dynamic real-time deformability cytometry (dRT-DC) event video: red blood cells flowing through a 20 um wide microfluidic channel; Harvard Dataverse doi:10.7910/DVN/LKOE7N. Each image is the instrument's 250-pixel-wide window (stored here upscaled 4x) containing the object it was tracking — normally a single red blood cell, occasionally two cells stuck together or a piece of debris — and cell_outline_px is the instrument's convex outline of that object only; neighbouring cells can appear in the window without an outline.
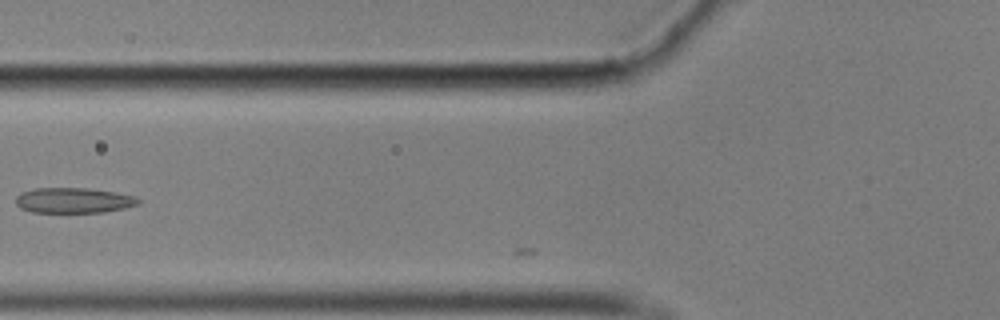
{"species": "common noctule bat (a hibernating species)", "species_latin": "Nyctalus noctula", "temperature_condition": "cold", "stored_images_in_passage": 8, "camera_frame_rate_fps": 3000, "um_per_image_px": 0.085, "animal": {"sex": "male", "body_mass_g": 17.9}, "frame": {"image": 1, "passage_image": 3, "time_ms": 0.667, "image_size_px": [1000, 320], "cell_outline_px": [[140, 204], [124, 208], [104, 212], [32, 212], [20, 208], [16, 204], [16, 196], [20, 192], [32, 188], [88, 188], [136, 196], [140, 200]], "centroid_in_image_um": [6.23, 17.03], "position_along_channel_um": 119.6, "area_um2": 18.15}}
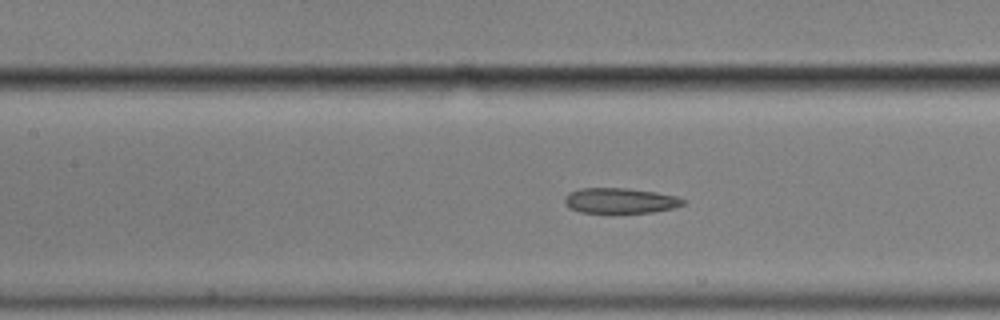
{"frame": {"image": 2, "passage_image": 6, "time_ms": 1.667, "image_size_px": [1000, 320], "cell_outline_px": [[684, 204], [672, 208], [652, 212], [580, 212], [568, 208], [564, 200], [568, 192], [580, 188], [628, 188], [656, 192], [676, 196], [684, 200]], "centroid_in_image_um": [52.68, 17.04], "position_along_channel_um": 154.7, "area_um2": 17.34}}